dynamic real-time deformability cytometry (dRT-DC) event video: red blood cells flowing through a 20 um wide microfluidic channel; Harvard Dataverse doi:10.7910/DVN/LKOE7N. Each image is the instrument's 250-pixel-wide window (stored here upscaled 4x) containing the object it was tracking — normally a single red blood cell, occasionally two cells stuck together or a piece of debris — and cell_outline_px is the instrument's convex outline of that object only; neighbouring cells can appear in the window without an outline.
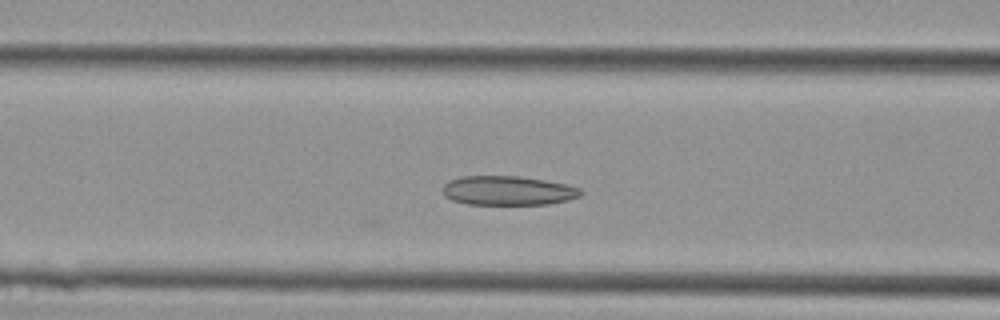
{"species": "Egyptian fruit bat (a non-hibernating species)", "species_latin": "Rousettus aegyptiacus", "temperature_condition": "cold", "stored_images_in_passage": 4, "camera_frame_rate_fps": 3000, "um_per_image_px": 0.085, "animal": {"sex": "female"}, "frame": {"image": 1, "passage_image": 4, "time_ms": 1.0, "image_size_px": [1000, 320], "cell_outline_px": [[584, 192], [580, 196], [568, 200], [548, 204], [468, 204], [452, 200], [444, 196], [444, 184], [448, 180], [460, 176], [520, 176], [568, 184], [580, 188]], "centroid_in_image_um": [43.19, 16.19], "position_along_channel_um": 123.4, "area_um2": 23.64}}